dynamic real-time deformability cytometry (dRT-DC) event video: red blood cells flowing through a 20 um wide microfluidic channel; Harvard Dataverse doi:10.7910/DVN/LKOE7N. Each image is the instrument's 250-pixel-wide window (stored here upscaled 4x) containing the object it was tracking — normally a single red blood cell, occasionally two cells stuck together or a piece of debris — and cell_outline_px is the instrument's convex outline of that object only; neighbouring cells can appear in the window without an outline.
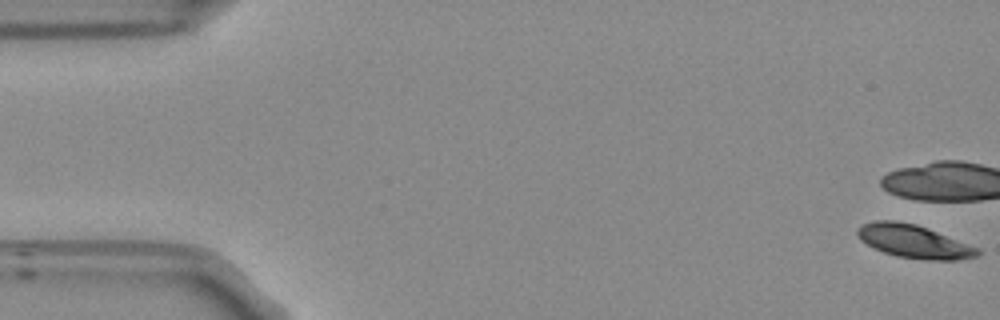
{"species": "Egyptian fruit bat (a non-hibernating species)", "species_latin": "Rousettus aegyptiacus", "temperature_condition": "room temperature", "stored_images_in_passage": 6, "camera_frame_rate_fps": 3000, "um_per_image_px": 0.085, "frame": {"image": 1, "passage_image": 1, "time_ms": 0.0, "image_size_px": [1000, 320], "cell_outline_px": [[980, 252], [976, 256], [956, 260], [928, 260], [896, 256], [884, 252], [860, 240], [856, 232], [864, 224], [876, 220], [892, 220], [916, 224], [980, 248]], "centroid_in_image_um": [77.7, 20.52], "position_along_channel_um": 7.3, "area_um2": 22.89}}